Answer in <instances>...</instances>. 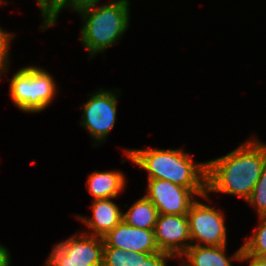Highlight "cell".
Segmentation results:
<instances>
[{
  "label": "cell",
  "mask_w": 266,
  "mask_h": 266,
  "mask_svg": "<svg viewBox=\"0 0 266 266\" xmlns=\"http://www.w3.org/2000/svg\"><path fill=\"white\" fill-rule=\"evenodd\" d=\"M118 91L100 88L89 94V99L82 104L83 110L80 125L84 127L93 139L94 147L107 139L109 132L114 128L117 114ZM99 143V144H98Z\"/></svg>",
  "instance_id": "8992f818"
},
{
  "label": "cell",
  "mask_w": 266,
  "mask_h": 266,
  "mask_svg": "<svg viewBox=\"0 0 266 266\" xmlns=\"http://www.w3.org/2000/svg\"><path fill=\"white\" fill-rule=\"evenodd\" d=\"M64 8H78V0H50V27L57 22L60 12Z\"/></svg>",
  "instance_id": "ffe728a7"
},
{
  "label": "cell",
  "mask_w": 266,
  "mask_h": 266,
  "mask_svg": "<svg viewBox=\"0 0 266 266\" xmlns=\"http://www.w3.org/2000/svg\"><path fill=\"white\" fill-rule=\"evenodd\" d=\"M146 192L159 214L187 215L197 200L192 190L164 179H148Z\"/></svg>",
  "instance_id": "ba28073f"
},
{
  "label": "cell",
  "mask_w": 266,
  "mask_h": 266,
  "mask_svg": "<svg viewBox=\"0 0 266 266\" xmlns=\"http://www.w3.org/2000/svg\"><path fill=\"white\" fill-rule=\"evenodd\" d=\"M95 2H101V0H78V7H81L86 4L95 3Z\"/></svg>",
  "instance_id": "d4e9b609"
},
{
  "label": "cell",
  "mask_w": 266,
  "mask_h": 266,
  "mask_svg": "<svg viewBox=\"0 0 266 266\" xmlns=\"http://www.w3.org/2000/svg\"><path fill=\"white\" fill-rule=\"evenodd\" d=\"M3 2H4L5 4L9 3L7 0H5V1H4V0H0V6H2V3H3Z\"/></svg>",
  "instance_id": "484cf974"
},
{
  "label": "cell",
  "mask_w": 266,
  "mask_h": 266,
  "mask_svg": "<svg viewBox=\"0 0 266 266\" xmlns=\"http://www.w3.org/2000/svg\"><path fill=\"white\" fill-rule=\"evenodd\" d=\"M126 176L121 171H93L87 178V190L92 200L117 198L126 186Z\"/></svg>",
  "instance_id": "4fadbf2b"
},
{
  "label": "cell",
  "mask_w": 266,
  "mask_h": 266,
  "mask_svg": "<svg viewBox=\"0 0 266 266\" xmlns=\"http://www.w3.org/2000/svg\"><path fill=\"white\" fill-rule=\"evenodd\" d=\"M8 248L0 244V266H11V256Z\"/></svg>",
  "instance_id": "603a6c76"
},
{
  "label": "cell",
  "mask_w": 266,
  "mask_h": 266,
  "mask_svg": "<svg viewBox=\"0 0 266 266\" xmlns=\"http://www.w3.org/2000/svg\"><path fill=\"white\" fill-rule=\"evenodd\" d=\"M158 215L157 208L143 195L123 213L122 220L135 228L154 229Z\"/></svg>",
  "instance_id": "5bb4252c"
},
{
  "label": "cell",
  "mask_w": 266,
  "mask_h": 266,
  "mask_svg": "<svg viewBox=\"0 0 266 266\" xmlns=\"http://www.w3.org/2000/svg\"><path fill=\"white\" fill-rule=\"evenodd\" d=\"M53 76L39 66L20 68L10 79V98L25 113H39L54 100L57 90Z\"/></svg>",
  "instance_id": "277c9868"
},
{
  "label": "cell",
  "mask_w": 266,
  "mask_h": 266,
  "mask_svg": "<svg viewBox=\"0 0 266 266\" xmlns=\"http://www.w3.org/2000/svg\"><path fill=\"white\" fill-rule=\"evenodd\" d=\"M98 4L90 3L73 10L80 14L83 21L80 40L89 58L117 44L130 23L129 0H114L102 6Z\"/></svg>",
  "instance_id": "3957f363"
},
{
  "label": "cell",
  "mask_w": 266,
  "mask_h": 266,
  "mask_svg": "<svg viewBox=\"0 0 266 266\" xmlns=\"http://www.w3.org/2000/svg\"><path fill=\"white\" fill-rule=\"evenodd\" d=\"M37 3L43 16V23L40 28L45 31L50 28V0H37Z\"/></svg>",
  "instance_id": "44dd1931"
},
{
  "label": "cell",
  "mask_w": 266,
  "mask_h": 266,
  "mask_svg": "<svg viewBox=\"0 0 266 266\" xmlns=\"http://www.w3.org/2000/svg\"><path fill=\"white\" fill-rule=\"evenodd\" d=\"M154 235L159 251L180 258L191 245L187 215L159 214Z\"/></svg>",
  "instance_id": "9c48e42d"
},
{
  "label": "cell",
  "mask_w": 266,
  "mask_h": 266,
  "mask_svg": "<svg viewBox=\"0 0 266 266\" xmlns=\"http://www.w3.org/2000/svg\"><path fill=\"white\" fill-rule=\"evenodd\" d=\"M13 33L5 31L2 27H0V78L3 74H6L10 61V45L12 40L14 39Z\"/></svg>",
  "instance_id": "ac0fdd59"
},
{
  "label": "cell",
  "mask_w": 266,
  "mask_h": 266,
  "mask_svg": "<svg viewBox=\"0 0 266 266\" xmlns=\"http://www.w3.org/2000/svg\"><path fill=\"white\" fill-rule=\"evenodd\" d=\"M111 199L92 200V217L78 215L77 218L84 223L97 237H103L122 221L123 212Z\"/></svg>",
  "instance_id": "8fae6325"
},
{
  "label": "cell",
  "mask_w": 266,
  "mask_h": 266,
  "mask_svg": "<svg viewBox=\"0 0 266 266\" xmlns=\"http://www.w3.org/2000/svg\"><path fill=\"white\" fill-rule=\"evenodd\" d=\"M104 245L121 248L128 252H158L154 229H140L126 224L123 220L102 237Z\"/></svg>",
  "instance_id": "30bf717a"
},
{
  "label": "cell",
  "mask_w": 266,
  "mask_h": 266,
  "mask_svg": "<svg viewBox=\"0 0 266 266\" xmlns=\"http://www.w3.org/2000/svg\"><path fill=\"white\" fill-rule=\"evenodd\" d=\"M170 258L172 257L169 254L162 251L154 253L138 252L136 266H167Z\"/></svg>",
  "instance_id": "d6986e66"
},
{
  "label": "cell",
  "mask_w": 266,
  "mask_h": 266,
  "mask_svg": "<svg viewBox=\"0 0 266 266\" xmlns=\"http://www.w3.org/2000/svg\"><path fill=\"white\" fill-rule=\"evenodd\" d=\"M253 137L226 155L206 161L207 194L236 195L245 201L251 196L266 162V144Z\"/></svg>",
  "instance_id": "6da1fadb"
},
{
  "label": "cell",
  "mask_w": 266,
  "mask_h": 266,
  "mask_svg": "<svg viewBox=\"0 0 266 266\" xmlns=\"http://www.w3.org/2000/svg\"><path fill=\"white\" fill-rule=\"evenodd\" d=\"M259 224L253 228V235L242 244L243 251L252 256L266 257V216L259 217Z\"/></svg>",
  "instance_id": "9a60e30c"
},
{
  "label": "cell",
  "mask_w": 266,
  "mask_h": 266,
  "mask_svg": "<svg viewBox=\"0 0 266 266\" xmlns=\"http://www.w3.org/2000/svg\"><path fill=\"white\" fill-rule=\"evenodd\" d=\"M245 202L255 208L258 217L266 216V162L251 196Z\"/></svg>",
  "instance_id": "2e32d148"
},
{
  "label": "cell",
  "mask_w": 266,
  "mask_h": 266,
  "mask_svg": "<svg viewBox=\"0 0 266 266\" xmlns=\"http://www.w3.org/2000/svg\"><path fill=\"white\" fill-rule=\"evenodd\" d=\"M226 247L190 245L180 257V266H233L231 261H240L243 246L230 257L226 255Z\"/></svg>",
  "instance_id": "7c38bea8"
},
{
  "label": "cell",
  "mask_w": 266,
  "mask_h": 266,
  "mask_svg": "<svg viewBox=\"0 0 266 266\" xmlns=\"http://www.w3.org/2000/svg\"><path fill=\"white\" fill-rule=\"evenodd\" d=\"M137 256H138V252H129L128 266H136L137 265Z\"/></svg>",
  "instance_id": "cb8c5ba5"
},
{
  "label": "cell",
  "mask_w": 266,
  "mask_h": 266,
  "mask_svg": "<svg viewBox=\"0 0 266 266\" xmlns=\"http://www.w3.org/2000/svg\"><path fill=\"white\" fill-rule=\"evenodd\" d=\"M128 160L148 173V179H164L192 190L197 197L208 200L206 162H193L190 154L178 149H126Z\"/></svg>",
  "instance_id": "7a4b0ae2"
},
{
  "label": "cell",
  "mask_w": 266,
  "mask_h": 266,
  "mask_svg": "<svg viewBox=\"0 0 266 266\" xmlns=\"http://www.w3.org/2000/svg\"><path fill=\"white\" fill-rule=\"evenodd\" d=\"M128 262V251L104 245L102 266H128Z\"/></svg>",
  "instance_id": "e0dca14e"
},
{
  "label": "cell",
  "mask_w": 266,
  "mask_h": 266,
  "mask_svg": "<svg viewBox=\"0 0 266 266\" xmlns=\"http://www.w3.org/2000/svg\"><path fill=\"white\" fill-rule=\"evenodd\" d=\"M249 261V266H266V257H257L242 252L240 262Z\"/></svg>",
  "instance_id": "7402d4cb"
},
{
  "label": "cell",
  "mask_w": 266,
  "mask_h": 266,
  "mask_svg": "<svg viewBox=\"0 0 266 266\" xmlns=\"http://www.w3.org/2000/svg\"><path fill=\"white\" fill-rule=\"evenodd\" d=\"M222 212L198 200L191 205L187 213L191 245H227V228Z\"/></svg>",
  "instance_id": "52a82bcc"
},
{
  "label": "cell",
  "mask_w": 266,
  "mask_h": 266,
  "mask_svg": "<svg viewBox=\"0 0 266 266\" xmlns=\"http://www.w3.org/2000/svg\"><path fill=\"white\" fill-rule=\"evenodd\" d=\"M103 248L101 237L82 231L55 244L44 266H102Z\"/></svg>",
  "instance_id": "5b68a950"
}]
</instances>
